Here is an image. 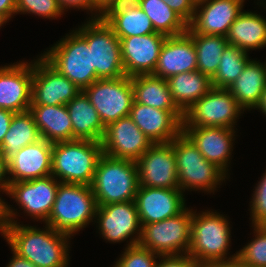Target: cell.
<instances>
[{"instance_id": "obj_1", "label": "cell", "mask_w": 266, "mask_h": 267, "mask_svg": "<svg viewBox=\"0 0 266 267\" xmlns=\"http://www.w3.org/2000/svg\"><path fill=\"white\" fill-rule=\"evenodd\" d=\"M15 209L3 201L0 205L1 235L10 249L36 267L69 265L70 235L56 231L45 224L42 230L35 226L18 224Z\"/></svg>"}, {"instance_id": "obj_2", "label": "cell", "mask_w": 266, "mask_h": 267, "mask_svg": "<svg viewBox=\"0 0 266 267\" xmlns=\"http://www.w3.org/2000/svg\"><path fill=\"white\" fill-rule=\"evenodd\" d=\"M138 187L136 161L100 156L91 184L97 206L135 201Z\"/></svg>"}, {"instance_id": "obj_3", "label": "cell", "mask_w": 266, "mask_h": 267, "mask_svg": "<svg viewBox=\"0 0 266 267\" xmlns=\"http://www.w3.org/2000/svg\"><path fill=\"white\" fill-rule=\"evenodd\" d=\"M97 207L91 186L60 182L45 224L58 232L74 236L95 221Z\"/></svg>"}, {"instance_id": "obj_4", "label": "cell", "mask_w": 266, "mask_h": 267, "mask_svg": "<svg viewBox=\"0 0 266 267\" xmlns=\"http://www.w3.org/2000/svg\"><path fill=\"white\" fill-rule=\"evenodd\" d=\"M102 154L101 142L75 139L53 143L51 175L62 183L91 186Z\"/></svg>"}, {"instance_id": "obj_5", "label": "cell", "mask_w": 266, "mask_h": 267, "mask_svg": "<svg viewBox=\"0 0 266 267\" xmlns=\"http://www.w3.org/2000/svg\"><path fill=\"white\" fill-rule=\"evenodd\" d=\"M216 211L196 213L191 219V242L187 253L199 264L229 260L238 257V252L227 257L231 246L230 222Z\"/></svg>"}, {"instance_id": "obj_6", "label": "cell", "mask_w": 266, "mask_h": 267, "mask_svg": "<svg viewBox=\"0 0 266 267\" xmlns=\"http://www.w3.org/2000/svg\"><path fill=\"white\" fill-rule=\"evenodd\" d=\"M176 159L179 189L215 192L225 182L227 174L216 164L207 161L192 140L182 131L172 141Z\"/></svg>"}, {"instance_id": "obj_7", "label": "cell", "mask_w": 266, "mask_h": 267, "mask_svg": "<svg viewBox=\"0 0 266 267\" xmlns=\"http://www.w3.org/2000/svg\"><path fill=\"white\" fill-rule=\"evenodd\" d=\"M64 37L41 56L60 74L84 90L99 79L92 66L91 48L76 30Z\"/></svg>"}, {"instance_id": "obj_8", "label": "cell", "mask_w": 266, "mask_h": 267, "mask_svg": "<svg viewBox=\"0 0 266 267\" xmlns=\"http://www.w3.org/2000/svg\"><path fill=\"white\" fill-rule=\"evenodd\" d=\"M83 25V26H82ZM76 31L91 48L92 66L99 79L125 76L121 58L120 39L100 18L89 19Z\"/></svg>"}, {"instance_id": "obj_9", "label": "cell", "mask_w": 266, "mask_h": 267, "mask_svg": "<svg viewBox=\"0 0 266 267\" xmlns=\"http://www.w3.org/2000/svg\"><path fill=\"white\" fill-rule=\"evenodd\" d=\"M193 210L186 208L178 215L142 226L139 244L159 256L186 255L191 242Z\"/></svg>"}, {"instance_id": "obj_10", "label": "cell", "mask_w": 266, "mask_h": 267, "mask_svg": "<svg viewBox=\"0 0 266 267\" xmlns=\"http://www.w3.org/2000/svg\"><path fill=\"white\" fill-rule=\"evenodd\" d=\"M245 111L225 88L212 87L184 113L183 127L236 126L239 114ZM235 125V126H234Z\"/></svg>"}, {"instance_id": "obj_11", "label": "cell", "mask_w": 266, "mask_h": 267, "mask_svg": "<svg viewBox=\"0 0 266 267\" xmlns=\"http://www.w3.org/2000/svg\"><path fill=\"white\" fill-rule=\"evenodd\" d=\"M83 91L105 127L129 116L134 102L131 77L98 79Z\"/></svg>"}, {"instance_id": "obj_12", "label": "cell", "mask_w": 266, "mask_h": 267, "mask_svg": "<svg viewBox=\"0 0 266 267\" xmlns=\"http://www.w3.org/2000/svg\"><path fill=\"white\" fill-rule=\"evenodd\" d=\"M94 222L98 223L102 238L109 243L123 242L130 237L126 247L140 242L142 226L135 201L98 206Z\"/></svg>"}, {"instance_id": "obj_13", "label": "cell", "mask_w": 266, "mask_h": 267, "mask_svg": "<svg viewBox=\"0 0 266 267\" xmlns=\"http://www.w3.org/2000/svg\"><path fill=\"white\" fill-rule=\"evenodd\" d=\"M80 91L42 56L33 62L31 105H66Z\"/></svg>"}, {"instance_id": "obj_14", "label": "cell", "mask_w": 266, "mask_h": 267, "mask_svg": "<svg viewBox=\"0 0 266 267\" xmlns=\"http://www.w3.org/2000/svg\"><path fill=\"white\" fill-rule=\"evenodd\" d=\"M59 180L53 175L10 183L8 194L28 216L44 224L56 199Z\"/></svg>"}, {"instance_id": "obj_15", "label": "cell", "mask_w": 266, "mask_h": 267, "mask_svg": "<svg viewBox=\"0 0 266 267\" xmlns=\"http://www.w3.org/2000/svg\"><path fill=\"white\" fill-rule=\"evenodd\" d=\"M139 186L179 188L173 143H155L136 161Z\"/></svg>"}, {"instance_id": "obj_16", "label": "cell", "mask_w": 266, "mask_h": 267, "mask_svg": "<svg viewBox=\"0 0 266 267\" xmlns=\"http://www.w3.org/2000/svg\"><path fill=\"white\" fill-rule=\"evenodd\" d=\"M101 145L107 156L137 161L153 143L127 116L105 127Z\"/></svg>"}, {"instance_id": "obj_17", "label": "cell", "mask_w": 266, "mask_h": 267, "mask_svg": "<svg viewBox=\"0 0 266 267\" xmlns=\"http://www.w3.org/2000/svg\"><path fill=\"white\" fill-rule=\"evenodd\" d=\"M129 117L155 143H169L183 131L181 110H161L133 102Z\"/></svg>"}, {"instance_id": "obj_18", "label": "cell", "mask_w": 266, "mask_h": 267, "mask_svg": "<svg viewBox=\"0 0 266 267\" xmlns=\"http://www.w3.org/2000/svg\"><path fill=\"white\" fill-rule=\"evenodd\" d=\"M179 188H150L139 186L135 203L141 226L174 217L186 209Z\"/></svg>"}, {"instance_id": "obj_19", "label": "cell", "mask_w": 266, "mask_h": 267, "mask_svg": "<svg viewBox=\"0 0 266 267\" xmlns=\"http://www.w3.org/2000/svg\"><path fill=\"white\" fill-rule=\"evenodd\" d=\"M33 62L0 67V109L14 113L28 111L31 105Z\"/></svg>"}, {"instance_id": "obj_20", "label": "cell", "mask_w": 266, "mask_h": 267, "mask_svg": "<svg viewBox=\"0 0 266 267\" xmlns=\"http://www.w3.org/2000/svg\"><path fill=\"white\" fill-rule=\"evenodd\" d=\"M166 38V35L158 32L121 38V58L125 75L132 77L153 74Z\"/></svg>"}, {"instance_id": "obj_21", "label": "cell", "mask_w": 266, "mask_h": 267, "mask_svg": "<svg viewBox=\"0 0 266 267\" xmlns=\"http://www.w3.org/2000/svg\"><path fill=\"white\" fill-rule=\"evenodd\" d=\"M245 0H205L196 4L188 26L203 35L227 36L231 24L243 11Z\"/></svg>"}, {"instance_id": "obj_22", "label": "cell", "mask_w": 266, "mask_h": 267, "mask_svg": "<svg viewBox=\"0 0 266 267\" xmlns=\"http://www.w3.org/2000/svg\"><path fill=\"white\" fill-rule=\"evenodd\" d=\"M52 147L53 143L41 138L38 142L21 148L8 158L9 183L51 175Z\"/></svg>"}, {"instance_id": "obj_23", "label": "cell", "mask_w": 266, "mask_h": 267, "mask_svg": "<svg viewBox=\"0 0 266 267\" xmlns=\"http://www.w3.org/2000/svg\"><path fill=\"white\" fill-rule=\"evenodd\" d=\"M183 132L197 146L207 161L216 164L228 175L230 156L236 136L234 129L225 127H183Z\"/></svg>"}, {"instance_id": "obj_24", "label": "cell", "mask_w": 266, "mask_h": 267, "mask_svg": "<svg viewBox=\"0 0 266 267\" xmlns=\"http://www.w3.org/2000/svg\"><path fill=\"white\" fill-rule=\"evenodd\" d=\"M197 70V53L193 39L184 33L165 39L153 75L168 79L183 72Z\"/></svg>"}, {"instance_id": "obj_25", "label": "cell", "mask_w": 266, "mask_h": 267, "mask_svg": "<svg viewBox=\"0 0 266 267\" xmlns=\"http://www.w3.org/2000/svg\"><path fill=\"white\" fill-rule=\"evenodd\" d=\"M66 107L73 127V140L101 142L105 126L85 92L81 90Z\"/></svg>"}, {"instance_id": "obj_26", "label": "cell", "mask_w": 266, "mask_h": 267, "mask_svg": "<svg viewBox=\"0 0 266 267\" xmlns=\"http://www.w3.org/2000/svg\"><path fill=\"white\" fill-rule=\"evenodd\" d=\"M42 139L51 143L73 140V127L66 105H30Z\"/></svg>"}, {"instance_id": "obj_27", "label": "cell", "mask_w": 266, "mask_h": 267, "mask_svg": "<svg viewBox=\"0 0 266 267\" xmlns=\"http://www.w3.org/2000/svg\"><path fill=\"white\" fill-rule=\"evenodd\" d=\"M266 87V63L250 60L228 90L244 109H255Z\"/></svg>"}, {"instance_id": "obj_28", "label": "cell", "mask_w": 266, "mask_h": 267, "mask_svg": "<svg viewBox=\"0 0 266 267\" xmlns=\"http://www.w3.org/2000/svg\"><path fill=\"white\" fill-rule=\"evenodd\" d=\"M226 39L228 44L246 52L266 47V18L252 11H242L231 24Z\"/></svg>"}, {"instance_id": "obj_29", "label": "cell", "mask_w": 266, "mask_h": 267, "mask_svg": "<svg viewBox=\"0 0 266 267\" xmlns=\"http://www.w3.org/2000/svg\"><path fill=\"white\" fill-rule=\"evenodd\" d=\"M167 82L175 104L183 113L212 88L211 79L198 70L173 75Z\"/></svg>"}, {"instance_id": "obj_30", "label": "cell", "mask_w": 266, "mask_h": 267, "mask_svg": "<svg viewBox=\"0 0 266 267\" xmlns=\"http://www.w3.org/2000/svg\"><path fill=\"white\" fill-rule=\"evenodd\" d=\"M134 101L161 110H180L175 104L166 79L153 74L131 77Z\"/></svg>"}, {"instance_id": "obj_31", "label": "cell", "mask_w": 266, "mask_h": 267, "mask_svg": "<svg viewBox=\"0 0 266 267\" xmlns=\"http://www.w3.org/2000/svg\"><path fill=\"white\" fill-rule=\"evenodd\" d=\"M40 139L41 136L32 113L29 110L14 113L9 130L0 146V151L8 159L21 148L36 143Z\"/></svg>"}, {"instance_id": "obj_32", "label": "cell", "mask_w": 266, "mask_h": 267, "mask_svg": "<svg viewBox=\"0 0 266 267\" xmlns=\"http://www.w3.org/2000/svg\"><path fill=\"white\" fill-rule=\"evenodd\" d=\"M186 33L193 39L196 48L197 70L211 79L218 69L228 40L225 36L196 33L189 26Z\"/></svg>"}, {"instance_id": "obj_33", "label": "cell", "mask_w": 266, "mask_h": 267, "mask_svg": "<svg viewBox=\"0 0 266 267\" xmlns=\"http://www.w3.org/2000/svg\"><path fill=\"white\" fill-rule=\"evenodd\" d=\"M140 8L158 33L169 37L182 35L188 30V23L161 0H140Z\"/></svg>"}, {"instance_id": "obj_34", "label": "cell", "mask_w": 266, "mask_h": 267, "mask_svg": "<svg viewBox=\"0 0 266 267\" xmlns=\"http://www.w3.org/2000/svg\"><path fill=\"white\" fill-rule=\"evenodd\" d=\"M250 60L246 51L227 44L222 52L218 69L211 78L212 87L228 89Z\"/></svg>"}, {"instance_id": "obj_35", "label": "cell", "mask_w": 266, "mask_h": 267, "mask_svg": "<svg viewBox=\"0 0 266 267\" xmlns=\"http://www.w3.org/2000/svg\"><path fill=\"white\" fill-rule=\"evenodd\" d=\"M107 24L119 39L156 33L151 19L140 7L114 16Z\"/></svg>"}, {"instance_id": "obj_36", "label": "cell", "mask_w": 266, "mask_h": 267, "mask_svg": "<svg viewBox=\"0 0 266 267\" xmlns=\"http://www.w3.org/2000/svg\"><path fill=\"white\" fill-rule=\"evenodd\" d=\"M251 242L238 251V258L245 267H266V225H253Z\"/></svg>"}, {"instance_id": "obj_37", "label": "cell", "mask_w": 266, "mask_h": 267, "mask_svg": "<svg viewBox=\"0 0 266 267\" xmlns=\"http://www.w3.org/2000/svg\"><path fill=\"white\" fill-rule=\"evenodd\" d=\"M157 255V256H156ZM160 256L140 244L128 246L113 267H156Z\"/></svg>"}, {"instance_id": "obj_38", "label": "cell", "mask_w": 266, "mask_h": 267, "mask_svg": "<svg viewBox=\"0 0 266 267\" xmlns=\"http://www.w3.org/2000/svg\"><path fill=\"white\" fill-rule=\"evenodd\" d=\"M17 13L35 14L48 19H55L64 14L57 0H16Z\"/></svg>"}, {"instance_id": "obj_39", "label": "cell", "mask_w": 266, "mask_h": 267, "mask_svg": "<svg viewBox=\"0 0 266 267\" xmlns=\"http://www.w3.org/2000/svg\"><path fill=\"white\" fill-rule=\"evenodd\" d=\"M250 202L252 226L266 225V171L255 187Z\"/></svg>"}, {"instance_id": "obj_40", "label": "cell", "mask_w": 266, "mask_h": 267, "mask_svg": "<svg viewBox=\"0 0 266 267\" xmlns=\"http://www.w3.org/2000/svg\"><path fill=\"white\" fill-rule=\"evenodd\" d=\"M140 7V0H113L100 14V19L108 23L114 16L123 14L126 10Z\"/></svg>"}, {"instance_id": "obj_41", "label": "cell", "mask_w": 266, "mask_h": 267, "mask_svg": "<svg viewBox=\"0 0 266 267\" xmlns=\"http://www.w3.org/2000/svg\"><path fill=\"white\" fill-rule=\"evenodd\" d=\"M164 2L188 24L192 21L196 8L192 0H164Z\"/></svg>"}, {"instance_id": "obj_42", "label": "cell", "mask_w": 266, "mask_h": 267, "mask_svg": "<svg viewBox=\"0 0 266 267\" xmlns=\"http://www.w3.org/2000/svg\"><path fill=\"white\" fill-rule=\"evenodd\" d=\"M161 261L158 262L156 267H202L188 254L178 256H160Z\"/></svg>"}, {"instance_id": "obj_43", "label": "cell", "mask_w": 266, "mask_h": 267, "mask_svg": "<svg viewBox=\"0 0 266 267\" xmlns=\"http://www.w3.org/2000/svg\"><path fill=\"white\" fill-rule=\"evenodd\" d=\"M59 7L61 8V10L63 11H67L66 9H70V8H78L79 9H83V10H87L92 12L91 15L92 17L90 19H97L100 17V12L94 7L93 4V0H57Z\"/></svg>"}, {"instance_id": "obj_44", "label": "cell", "mask_w": 266, "mask_h": 267, "mask_svg": "<svg viewBox=\"0 0 266 267\" xmlns=\"http://www.w3.org/2000/svg\"><path fill=\"white\" fill-rule=\"evenodd\" d=\"M8 175V163L7 159L3 156L2 152L0 151V192L2 191L8 194L10 183ZM7 177V178H6ZM4 200L0 197V205Z\"/></svg>"}, {"instance_id": "obj_45", "label": "cell", "mask_w": 266, "mask_h": 267, "mask_svg": "<svg viewBox=\"0 0 266 267\" xmlns=\"http://www.w3.org/2000/svg\"><path fill=\"white\" fill-rule=\"evenodd\" d=\"M13 115L14 112L10 110L0 109V146L2 144L4 136L9 130Z\"/></svg>"}, {"instance_id": "obj_46", "label": "cell", "mask_w": 266, "mask_h": 267, "mask_svg": "<svg viewBox=\"0 0 266 267\" xmlns=\"http://www.w3.org/2000/svg\"><path fill=\"white\" fill-rule=\"evenodd\" d=\"M202 267H245L241 260L236 257L229 260L213 261L202 264Z\"/></svg>"}, {"instance_id": "obj_47", "label": "cell", "mask_w": 266, "mask_h": 267, "mask_svg": "<svg viewBox=\"0 0 266 267\" xmlns=\"http://www.w3.org/2000/svg\"><path fill=\"white\" fill-rule=\"evenodd\" d=\"M0 13L11 19L16 14V0H0Z\"/></svg>"}, {"instance_id": "obj_48", "label": "cell", "mask_w": 266, "mask_h": 267, "mask_svg": "<svg viewBox=\"0 0 266 267\" xmlns=\"http://www.w3.org/2000/svg\"><path fill=\"white\" fill-rule=\"evenodd\" d=\"M13 257L6 267H36L33 263L28 261L27 259L19 256L13 250Z\"/></svg>"}, {"instance_id": "obj_49", "label": "cell", "mask_w": 266, "mask_h": 267, "mask_svg": "<svg viewBox=\"0 0 266 267\" xmlns=\"http://www.w3.org/2000/svg\"><path fill=\"white\" fill-rule=\"evenodd\" d=\"M113 0H93L94 7L102 13Z\"/></svg>"}, {"instance_id": "obj_50", "label": "cell", "mask_w": 266, "mask_h": 267, "mask_svg": "<svg viewBox=\"0 0 266 267\" xmlns=\"http://www.w3.org/2000/svg\"><path fill=\"white\" fill-rule=\"evenodd\" d=\"M255 109H259L266 116V87L262 93L260 102Z\"/></svg>"}, {"instance_id": "obj_51", "label": "cell", "mask_w": 266, "mask_h": 267, "mask_svg": "<svg viewBox=\"0 0 266 267\" xmlns=\"http://www.w3.org/2000/svg\"><path fill=\"white\" fill-rule=\"evenodd\" d=\"M8 20L9 19L4 14L0 13V27H2V25H4V23L6 24Z\"/></svg>"}, {"instance_id": "obj_52", "label": "cell", "mask_w": 266, "mask_h": 267, "mask_svg": "<svg viewBox=\"0 0 266 267\" xmlns=\"http://www.w3.org/2000/svg\"><path fill=\"white\" fill-rule=\"evenodd\" d=\"M195 4L199 3V2H202V1H205V0H192Z\"/></svg>"}, {"instance_id": "obj_53", "label": "cell", "mask_w": 266, "mask_h": 267, "mask_svg": "<svg viewBox=\"0 0 266 267\" xmlns=\"http://www.w3.org/2000/svg\"><path fill=\"white\" fill-rule=\"evenodd\" d=\"M57 267H68V265H61V266H57Z\"/></svg>"}]
</instances>
